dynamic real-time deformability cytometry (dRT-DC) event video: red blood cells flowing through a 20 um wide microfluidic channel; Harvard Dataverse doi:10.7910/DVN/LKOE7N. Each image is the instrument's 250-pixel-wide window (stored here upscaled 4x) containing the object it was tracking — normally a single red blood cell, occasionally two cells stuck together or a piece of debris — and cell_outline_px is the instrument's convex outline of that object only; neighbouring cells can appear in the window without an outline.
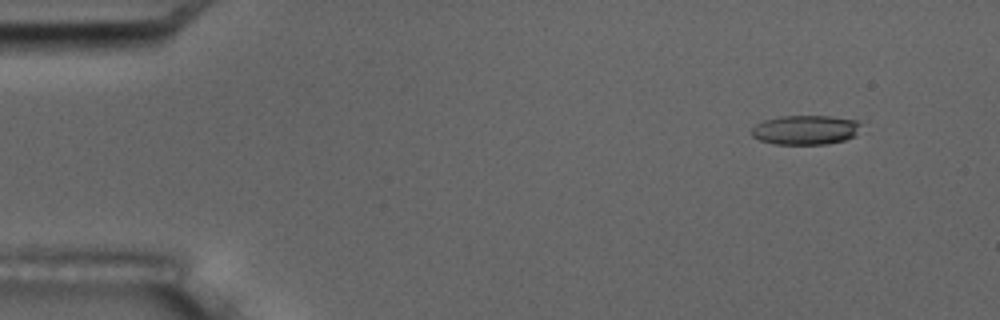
{"species": "common noctule bat (a hibernating species)", "species_latin": "Nyctalus noctula", "temperature_condition": "room temperature", "stored_images_in_passage": 6, "segment_of_instrument_passage": [1, 2], "camera_frame_rate_fps": 3000, "um_per_image_px": 0.085, "animal": {"sex": "male", "body_mass_g": 17.5, "forearm_length_mm": 52.3}, "frame": {"image": 1, "passage_image": 2, "time_ms": 1.333, "image_size_px": [1000, 320], "cell_outline_px": [[860, 124], [856, 136], [844, 140], [828, 144], [772, 144], [760, 140], [752, 136], [752, 128], [756, 124], [764, 120], [780, 116], [832, 116], [860, 120]], "centroid_in_image_um": [68.48, 11.04], "position_along_channel_um": 16.5, "area_um2": 18.9}}
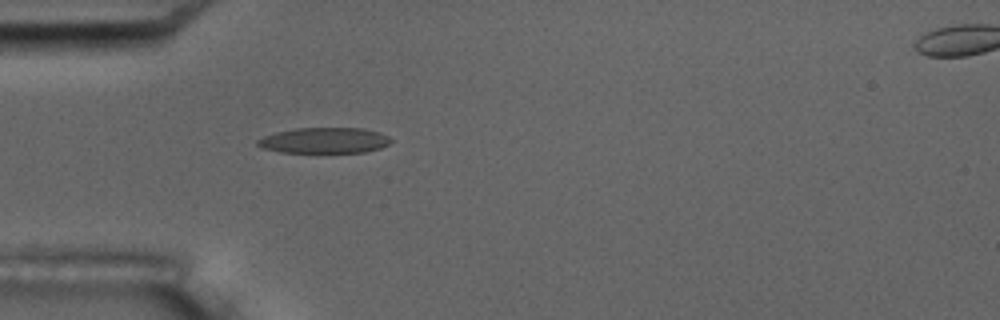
{"frame": {"image": 2, "passage_image": 5, "time_ms": 5.333, "image_size_px": [1000, 320], "cell_outline_px": [[392, 140], [388, 144], [380, 148], [364, 152], [280, 152], [264, 148], [256, 144], [256, 140], [264, 136], [276, 132], [296, 128], [364, 128], [380, 132], [388, 136]], "centroid_in_image_um": [27.58, 11.93], "position_along_channel_um": 57.4, "area_um2": 19.88}}